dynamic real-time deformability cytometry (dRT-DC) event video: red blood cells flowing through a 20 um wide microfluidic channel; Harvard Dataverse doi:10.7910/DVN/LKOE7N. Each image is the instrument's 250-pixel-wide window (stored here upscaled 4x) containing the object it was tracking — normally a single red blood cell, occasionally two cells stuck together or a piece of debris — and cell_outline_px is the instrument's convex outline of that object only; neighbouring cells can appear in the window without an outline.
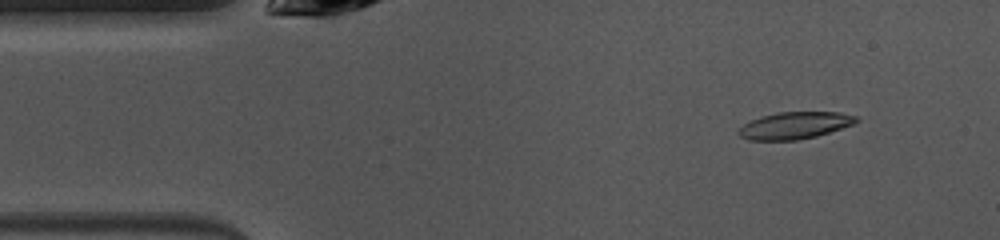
{"species": "common noctule bat (a hibernating species)", "species_latin": "Nyctalus noctula", "temperature_condition": "warm", "stored_images_in_passage": 48, "camera_frame_rate_fps": 3000, "um_per_image_px": 0.085, "animal": {"sex": "female", "body_mass_g": 10.0, "forearm_length_mm": 53.1}, "frame": {"image": 1, "passage_image": 5, "time_ms": 1.333, "image_size_px": [1000, 240], "cell_outline_px": [[860, 120], [852, 124], [816, 136], [796, 140], [748, 140], [740, 136], [736, 132], [744, 124], [760, 116], [780, 112], [840, 112], [856, 116]], "centroid_in_image_um": [67.52, 10.66], "position_along_channel_um": 17.5, "area_um2": 18.32}}
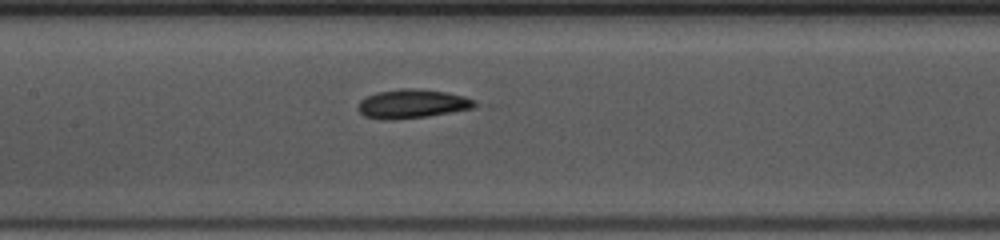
{"frame": {"image": 2, "passage_image": 21, "time_ms": 6.667, "image_size_px": [1000, 240], "cell_outline_px": [[480, 104], [472, 108], [428, 116], [384, 120], [364, 116], [356, 108], [360, 100], [368, 96], [380, 92], [400, 88], [408, 88], [444, 92], [464, 96]], "centroid_in_image_um": [35.01, 8.83], "position_along_channel_um": 172.4, "area_um2": 19.31}}
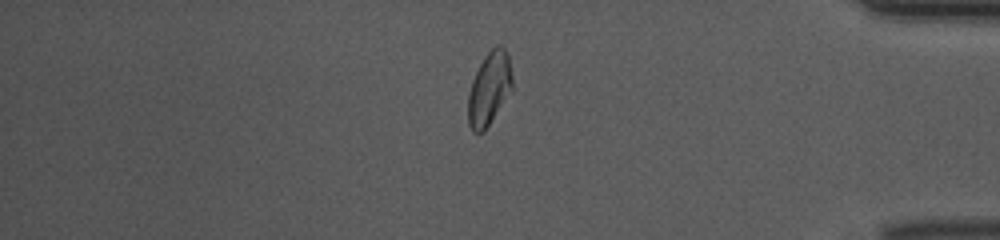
{"frame": {"image": 3, "passage_image": 40, "time_ms": 13.0, "image_size_px": [1000, 240], "cell_outline_px": [[512, 88], [484, 132], [472, 132], [468, 124], [468, 92], [472, 80], [484, 56], [496, 44], [500, 44], [508, 52], [512, 76]], "centroid_in_image_um": [41.57, 7.51], "position_along_channel_um": 393.6, "area_um2": 18.79}, "authors_computed_cell_mechanics": {"area_um2": 19.074, "velocity_mm_per_s": 4.0243, "shape_relaxation_time_tau1_ms": 3.4854, "shape_relaxation_time_tau2_ms": 2.6619, "deformation_change_tau1": 0.1267, "deformation_change_tau2": 0.0923}}